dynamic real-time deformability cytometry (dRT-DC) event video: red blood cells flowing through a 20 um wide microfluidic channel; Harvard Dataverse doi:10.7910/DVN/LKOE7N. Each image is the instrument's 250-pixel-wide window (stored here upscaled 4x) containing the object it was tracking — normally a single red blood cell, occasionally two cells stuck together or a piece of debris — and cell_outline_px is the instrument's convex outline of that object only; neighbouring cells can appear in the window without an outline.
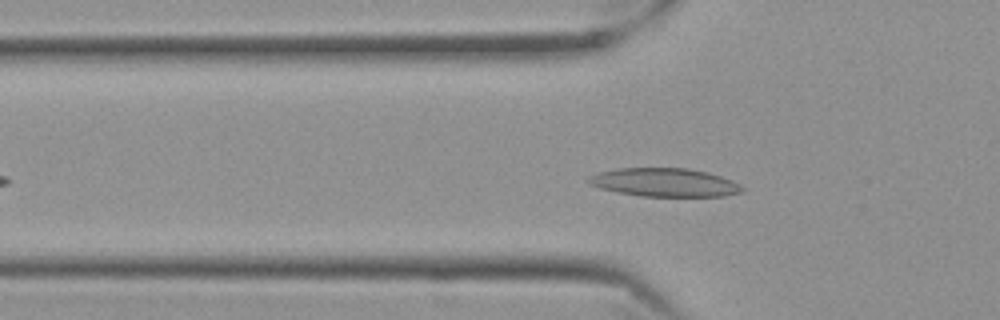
{"species": "Egyptian fruit bat (a non-hibernating species)", "species_latin": "Rousettus aegyptiacus", "temperature_condition": "cold", "stored_images_in_passage": 43, "camera_frame_rate_fps": 3000, "um_per_image_px": 0.085, "frame": {"image": 1, "passage_image": 13, "time_ms": 4.0, "image_size_px": [1000, 320], "cell_outline_px": [[744, 188], [740, 192], [724, 196], [640, 196], [616, 192], [600, 188], [588, 184], [588, 176], [600, 172], [620, 168], [688, 168], [708, 172], [732, 180], [740, 184]], "centroid_in_image_um": [56.48, 15.5], "position_along_channel_um": 69.3, "area_um2": 25.43}}
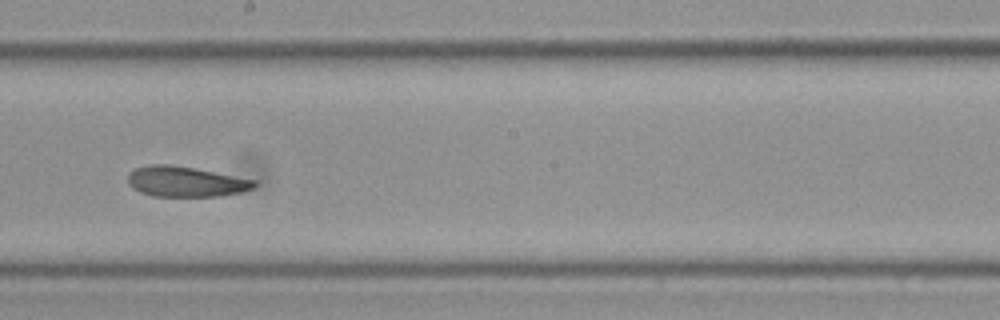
{"frame": {"image": 2, "passage_image": 27, "time_ms": 8.667, "image_size_px": [1000, 320], "cell_outline_px": [[256, 184], [252, 188], [240, 192], [220, 196], [152, 196], [140, 192], [132, 188], [128, 184], [128, 176], [136, 168], [148, 164], [168, 164], [192, 168], [256, 180]], "centroid_in_image_um": [15.74, 15.44], "position_along_channel_um": 232.5, "area_um2": 22.08}}
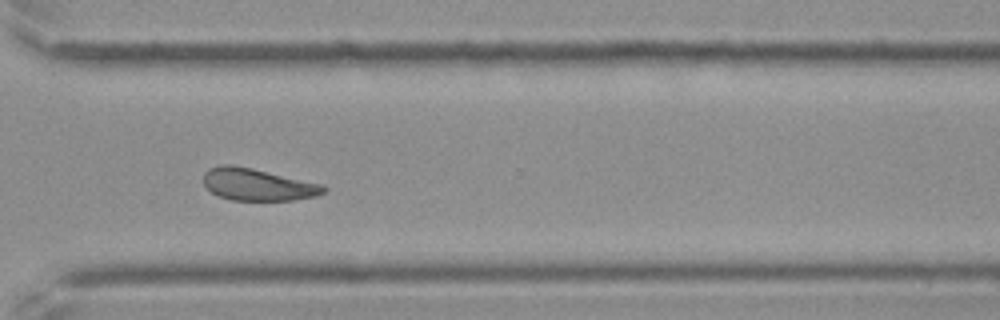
{"frame": {"image": 3, "passage_image": 37, "time_ms": 12.0, "image_size_px": [1000, 320], "cell_outline_px": [[328, 188], [324, 192], [316, 196], [292, 200], [232, 200], [220, 196], [212, 192], [204, 184], [204, 172], [208, 168], [220, 164], [232, 164], [252, 168], [324, 184]], "centroid_in_image_um": [21.91, 15.67], "position_along_channel_um": 348.7, "area_um2": 22.54}, "authors_computed_cell_mechanics": {"area_um2": 23.3512, "velocity_mm_per_s": 3.4924, "shape_relaxation_time_tau1_ms": 5.483, "shape_relaxation_time_tau2_ms": 10.6795, "deformation_change_tau1": 0.1267, "deformation_change_tau2": 0.1705}}